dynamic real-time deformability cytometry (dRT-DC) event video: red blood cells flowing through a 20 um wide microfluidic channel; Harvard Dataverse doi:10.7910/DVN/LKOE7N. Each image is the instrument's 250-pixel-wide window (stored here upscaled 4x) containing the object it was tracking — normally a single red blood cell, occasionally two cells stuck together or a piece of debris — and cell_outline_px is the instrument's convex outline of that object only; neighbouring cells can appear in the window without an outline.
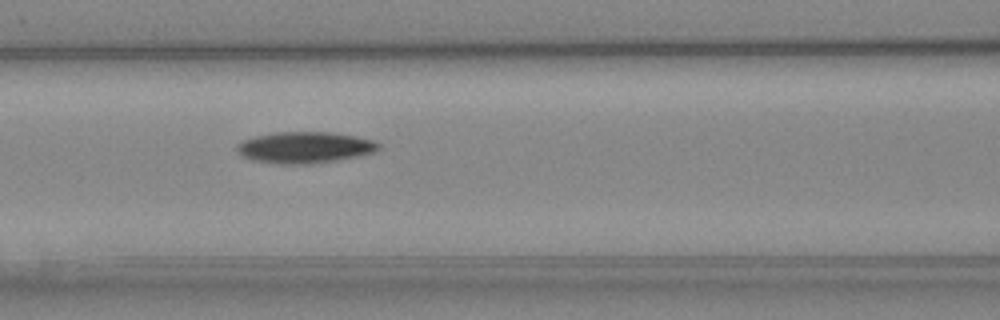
{"species": "Egyptian fruit bat (a non-hibernating species)", "species_latin": "Rousettus aegyptiacus", "temperature_condition": "cold", "stored_images_in_passage": 6, "camera_frame_rate_fps": 3000, "um_per_image_px": 0.085, "animal": {"sex": "female"}, "frame": {"image": 1, "passage_image": 6, "time_ms": 6.667, "image_size_px": [1000, 320], "cell_outline_px": [[380, 148], [376, 152], [336, 160], [308, 164], [276, 164], [252, 160], [236, 152], [236, 144], [244, 140], [256, 136], [276, 132], [332, 132], [356, 136], [372, 140], [380, 144]], "centroid_in_image_um": [25.89, 12.53], "position_along_channel_um": 140.7, "area_um2": 25.89}}